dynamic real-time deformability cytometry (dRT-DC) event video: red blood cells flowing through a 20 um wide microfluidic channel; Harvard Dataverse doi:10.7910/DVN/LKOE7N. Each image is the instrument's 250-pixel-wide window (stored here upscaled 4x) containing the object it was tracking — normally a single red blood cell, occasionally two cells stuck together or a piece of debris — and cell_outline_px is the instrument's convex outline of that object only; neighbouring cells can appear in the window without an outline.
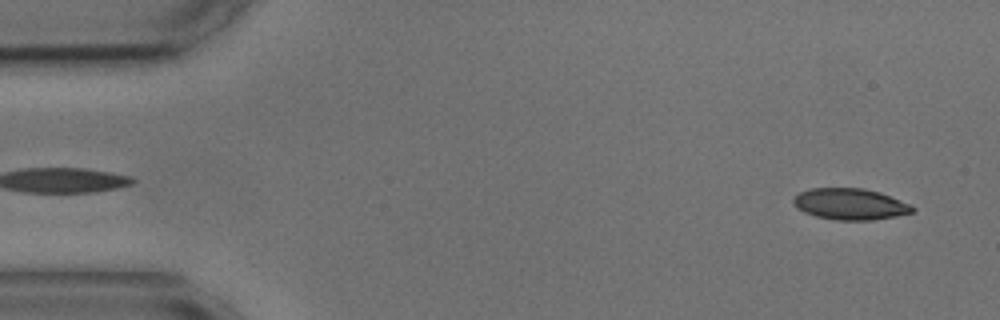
{"species": "common noctule bat (a hibernating species)", "species_latin": "Nyctalus noctula", "temperature_condition": "cold", "stored_images_in_passage": 54, "camera_frame_rate_fps": 3000, "um_per_image_px": 0.085, "animal": {"sex": "male", "body_mass_g": 17.9, "forearm_length_mm": 54.2}, "frame": {"image": 1, "passage_image": 2, "time_ms": 0.333, "image_size_px": [1000, 320], "cell_outline_px": [[916, 208], [912, 212], [896, 216], [872, 220], [836, 220], [816, 216], [804, 212], [796, 208], [792, 200], [800, 192], [812, 188], [864, 188], [880, 192], [912, 204]], "centroid_in_image_um": [72.29, 17.34], "position_along_channel_um": 12.7, "area_um2": 21.79}}
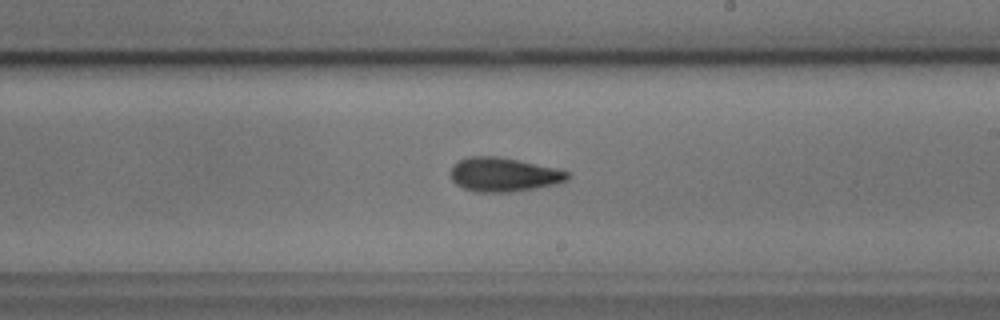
{"frame": {"image": 2, "passage_image": 30, "time_ms": 9.667, "image_size_px": [1000, 320], "cell_outline_px": [[568, 180], [556, 184], [508, 192], [476, 192], [464, 188], [456, 184], [452, 180], [448, 172], [452, 164], [468, 156], [500, 156], [556, 168], [568, 172]], "centroid_in_image_um": [42.75, 14.83], "position_along_channel_um": 246.3, "area_um2": 23.24}}
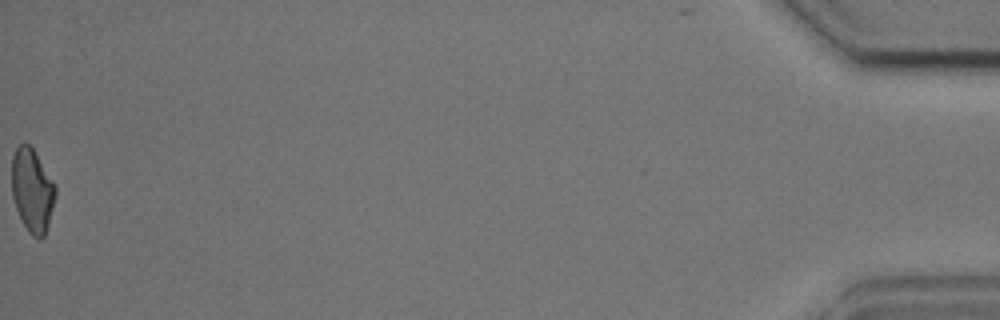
{"frame": {"image": 3, "passage_image": 54, "time_ms": 17.667, "image_size_px": [1000, 320], "cell_outline_px": [[56, 196], [48, 224], [44, 236], [40, 240], [32, 236], [28, 232], [16, 208], [12, 196], [12, 156], [16, 148], [24, 140], [36, 152], [56, 184]], "centroid_in_image_um": [2.75, 16.15], "position_along_channel_um": 432.5, "area_um2": 21.44}, "authors_computed_cell_mechanics": {"area_um2": 22.3108, "velocity_mm_per_s": 3.6052, "shape_relaxation_time_tau1_ms": 5.7619, "shape_relaxation_time_tau2_ms": 2.5136, "deformation_change_tau1": 0.1318, "deformation_change_tau2": 0.0927}}